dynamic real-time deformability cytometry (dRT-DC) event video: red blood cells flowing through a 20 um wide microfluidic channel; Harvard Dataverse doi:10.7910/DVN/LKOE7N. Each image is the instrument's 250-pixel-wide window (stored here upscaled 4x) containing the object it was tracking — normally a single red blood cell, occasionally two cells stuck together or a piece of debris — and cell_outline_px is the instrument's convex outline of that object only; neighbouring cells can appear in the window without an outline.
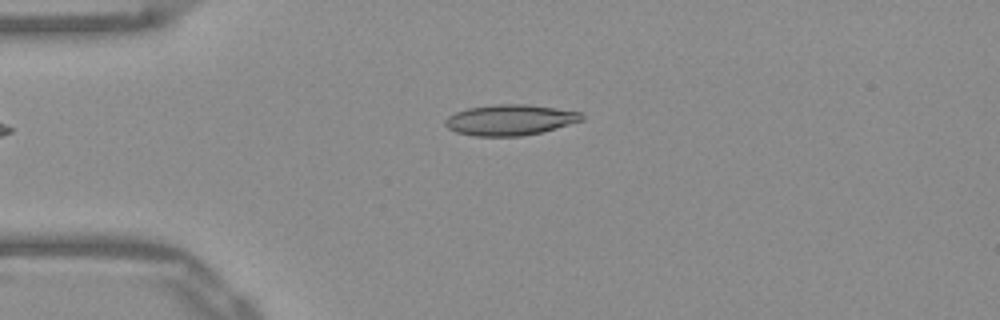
{"species": "Egyptian fruit bat (a non-hibernating species)", "species_latin": "Rousettus aegyptiacus", "temperature_condition": "warm", "stored_images_in_passage": 51, "camera_frame_rate_fps": 3000, "um_per_image_px": 0.085, "frame": {"image": 1, "passage_image": 12, "time_ms": 3.667, "image_size_px": [1000, 320], "cell_outline_px": [[584, 120], [540, 132], [520, 136], [476, 136], [456, 132], [448, 128], [444, 124], [444, 120], [448, 116], [456, 112], [468, 108], [496, 104], [524, 104], [580, 112], [584, 116]], "centroid_in_image_um": [43.32, 10.19], "position_along_channel_um": 41.7, "area_um2": 24.16}}
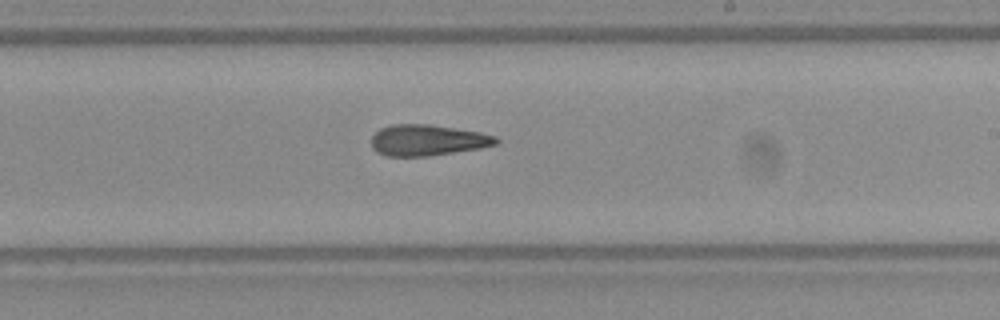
{"frame": {"image": 2, "passage_image": 30, "time_ms": 9.667, "image_size_px": [1000, 320], "cell_outline_px": [[500, 140], [496, 144], [480, 148], [428, 156], [384, 156], [376, 152], [372, 148], [372, 136], [380, 128], [392, 124], [428, 124], [480, 132], [496, 136]], "centroid_in_image_um": [36.32, 11.92], "position_along_channel_um": 252.7, "area_um2": 22.54}}
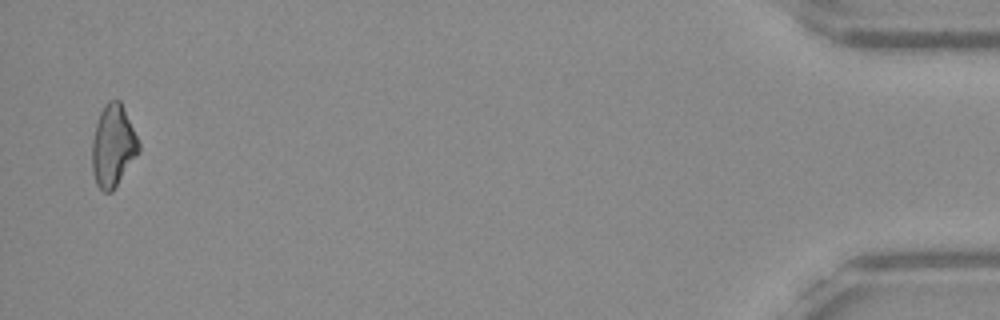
{"frame": {"image": 3, "passage_image": 50, "time_ms": 16.333, "image_size_px": [1000, 320], "cell_outline_px": [[140, 152], [112, 192], [104, 192], [96, 184], [92, 172], [92, 140], [96, 124], [100, 112], [104, 104], [108, 100], [120, 100], [124, 108], [140, 144]], "centroid_in_image_um": [9.61, 12.41], "position_along_channel_um": 425.6, "area_um2": 22.37}, "authors_computed_cell_mechanics": {"area_um2": 22.5998, "velocity_mm_per_s": 3.9149, "shape_relaxation_time_tau1_ms": null, "shape_relaxation_time_tau2_ms": 6.5709, "deformation_change_tau1": null, "deformation_change_tau2": 0.1654}}